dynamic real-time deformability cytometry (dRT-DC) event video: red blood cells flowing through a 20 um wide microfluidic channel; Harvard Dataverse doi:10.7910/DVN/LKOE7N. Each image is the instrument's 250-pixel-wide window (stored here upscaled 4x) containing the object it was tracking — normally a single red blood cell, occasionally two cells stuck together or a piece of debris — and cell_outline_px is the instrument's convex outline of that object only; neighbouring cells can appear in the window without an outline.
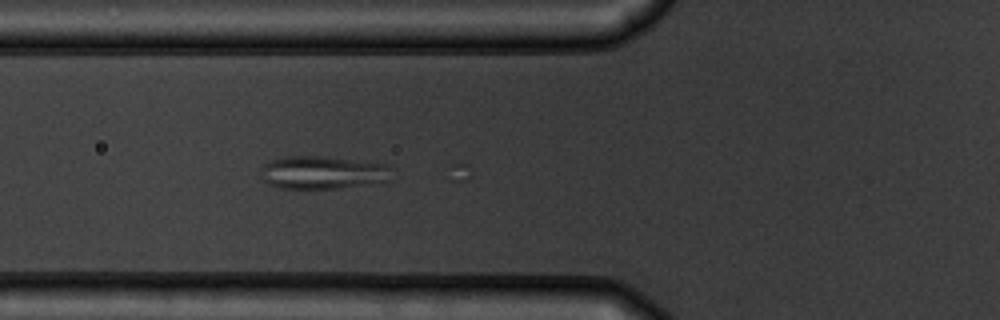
{"species": "common noctule bat (a hibernating species)", "species_latin": "Nyctalus noctula", "temperature_condition": "warm", "stored_images_in_passage": 6, "camera_frame_rate_fps": 3000, "um_per_image_px": 0.085, "animal": {"sex": "male", "body_mass_g": 19.5, "forearm_length_mm": 54.6}, "frame": {"image": 1, "passage_image": 6, "time_ms": 6.333, "image_size_px": [1000, 320], "cell_outline_px": [[392, 180], [368, 184], [340, 188], [280, 188], [268, 184], [260, 176], [260, 168], [264, 164], [272, 160], [288, 156], [324, 156], [388, 164], [392, 168]], "centroid_in_image_um": [27.46, 14.66], "position_along_channel_um": 98.3, "area_um2": 25.43}}